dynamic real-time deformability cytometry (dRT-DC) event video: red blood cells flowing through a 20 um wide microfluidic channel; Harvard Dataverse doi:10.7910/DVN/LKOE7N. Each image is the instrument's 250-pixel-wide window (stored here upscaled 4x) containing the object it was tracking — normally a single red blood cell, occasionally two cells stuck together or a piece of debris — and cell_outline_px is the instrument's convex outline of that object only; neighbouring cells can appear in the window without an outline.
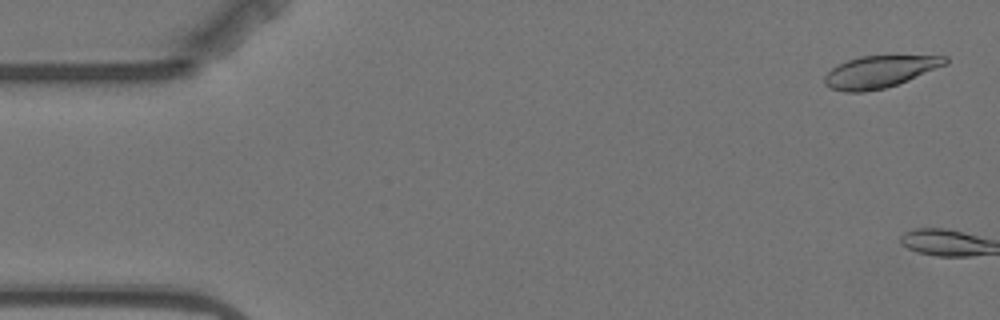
{"species": "Egyptian fruit bat (a non-hibernating species)", "species_latin": "Rousettus aegyptiacus", "temperature_condition": "warm", "stored_images_in_passage": 10, "camera_frame_rate_fps": 3000, "um_per_image_px": 0.085, "animal": {"sex": "female"}, "frame": {"image": 1, "passage_image": 1, "time_ms": 0.0, "image_size_px": [1000, 320], "cell_outline_px": [[948, 64], [908, 80], [884, 88], [864, 92], [844, 92], [832, 88], [824, 84], [824, 76], [836, 64], [860, 56], [948, 56]], "centroid_in_image_um": [74.76, 6.09], "position_along_channel_um": 10.2, "area_um2": 22.37}}
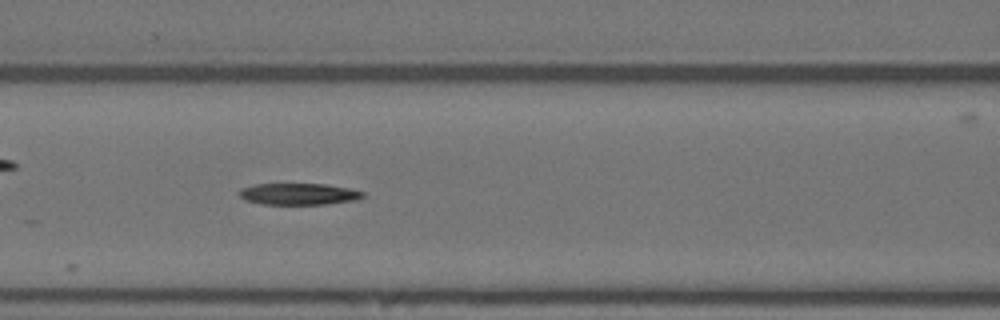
{"frame": {"image": 2, "passage_image": 7, "time_ms": 8.0, "image_size_px": [1000, 320], "cell_outline_px": [[364, 196], [352, 200], [324, 204], [260, 204], [244, 200], [236, 192], [240, 188], [256, 184], [324, 184], [348, 188], [364, 192]], "centroid_in_image_um": [25.29, 16.49], "position_along_channel_um": 141.3, "area_um2": 15.43}}
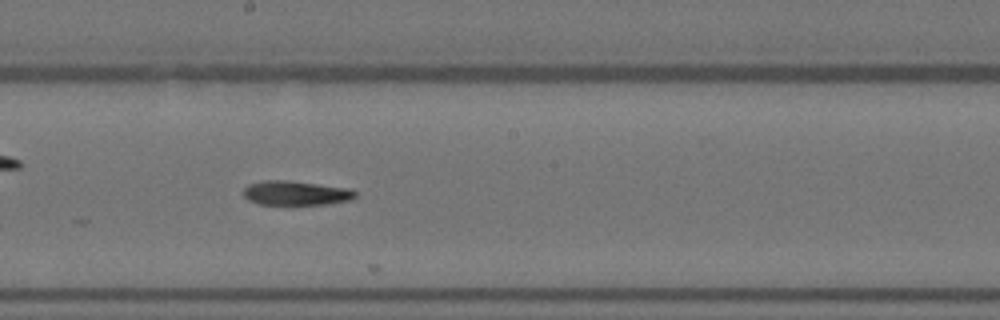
{"frame": {"image": 3, "passage_image": 9, "time_ms": 10.333, "image_size_px": [1000, 320], "cell_outline_px": [[356, 196], [352, 200], [328, 204], [260, 204], [248, 200], [244, 196], [244, 188], [248, 184], [264, 180], [284, 180], [348, 188], [356, 192]], "centroid_in_image_um": [25.14, 16.41], "position_along_channel_um": 223.1, "area_um2": 15.72}}